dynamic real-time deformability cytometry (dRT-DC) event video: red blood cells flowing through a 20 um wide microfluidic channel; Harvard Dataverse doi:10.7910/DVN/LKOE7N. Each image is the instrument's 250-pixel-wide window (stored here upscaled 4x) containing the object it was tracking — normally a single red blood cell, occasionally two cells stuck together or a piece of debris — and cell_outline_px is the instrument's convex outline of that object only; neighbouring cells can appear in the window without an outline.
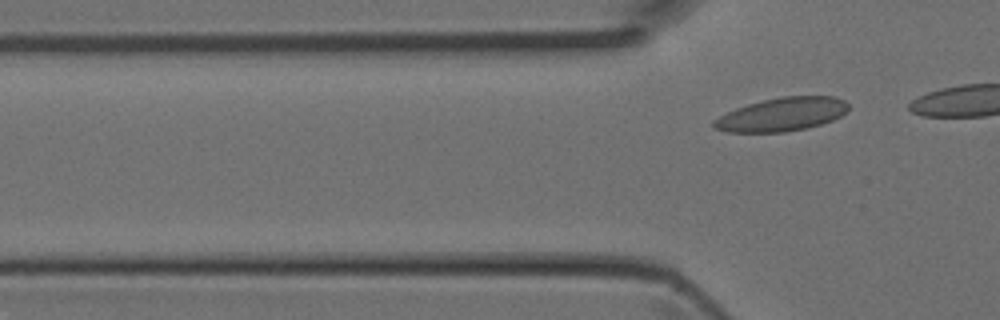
{"species": "Egyptian fruit bat (a non-hibernating species)", "species_latin": "Rousettus aegyptiacus", "temperature_condition": "room temperature", "stored_images_in_passage": 5, "camera_frame_rate_fps": 3000, "um_per_image_px": 0.085, "animal": {"sex": "female"}, "frame": {"image": 1, "passage_image": 5, "time_ms": 1.333, "image_size_px": [1000, 320], "cell_outline_px": [[848, 108], [840, 116], [832, 120], [808, 128], [784, 132], [728, 132], [712, 128], [712, 120], [736, 108], [748, 104], [780, 96], [832, 96], [844, 100], [848, 104]], "centroid_in_image_um": [66.43, 9.73], "position_along_channel_um": 59.4, "area_um2": 26.18}}